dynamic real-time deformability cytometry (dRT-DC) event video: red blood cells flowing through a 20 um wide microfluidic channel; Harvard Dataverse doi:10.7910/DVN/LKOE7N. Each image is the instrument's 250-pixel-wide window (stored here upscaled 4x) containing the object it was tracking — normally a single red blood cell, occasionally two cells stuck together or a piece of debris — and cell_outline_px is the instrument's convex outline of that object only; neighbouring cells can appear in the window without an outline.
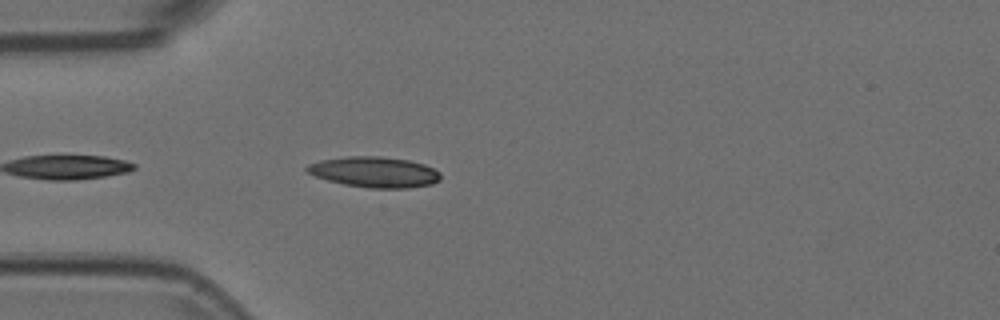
{"species": "Egyptian fruit bat (a non-hibernating species)", "species_latin": "Rousettus aegyptiacus", "temperature_condition": "room temperature", "stored_images_in_passage": 17, "camera_frame_rate_fps": 3000, "um_per_image_px": 0.085, "animal": {"sex": "female"}, "frame": {"image": 1, "passage_image": 3, "time_ms": 0.667, "image_size_px": [1000, 320], "cell_outline_px": [[440, 180], [432, 184], [408, 188], [368, 188], [344, 184], [328, 180], [316, 176], [308, 172], [304, 168], [308, 164], [320, 160], [348, 156], [380, 156], [408, 160], [424, 164], [440, 172]], "centroid_in_image_um": [31.83, 14.62], "position_along_channel_um": 53.2, "area_um2": 23.81}}
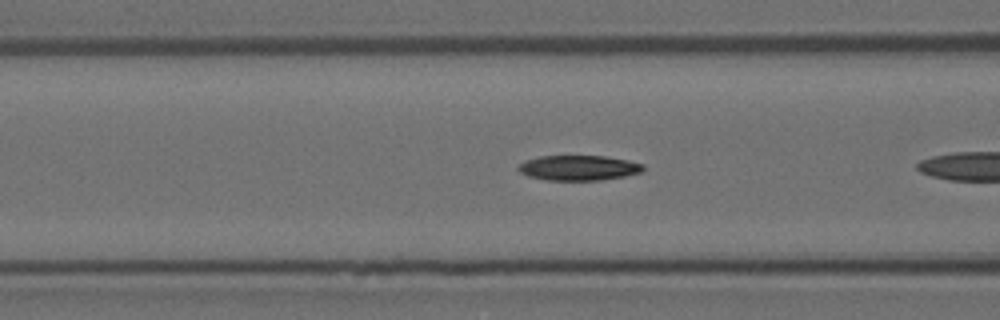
{"frame": {"image": 2, "passage_image": 6, "time_ms": 1.667, "image_size_px": [1000, 320], "cell_outline_px": [[644, 168], [640, 172], [624, 176], [600, 180], [548, 180], [528, 176], [520, 172], [516, 168], [524, 160], [540, 156], [604, 156], [628, 160], [644, 164]], "centroid_in_image_um": [49.16, 14.26], "position_along_channel_um": 117.4, "area_um2": 18.21}}